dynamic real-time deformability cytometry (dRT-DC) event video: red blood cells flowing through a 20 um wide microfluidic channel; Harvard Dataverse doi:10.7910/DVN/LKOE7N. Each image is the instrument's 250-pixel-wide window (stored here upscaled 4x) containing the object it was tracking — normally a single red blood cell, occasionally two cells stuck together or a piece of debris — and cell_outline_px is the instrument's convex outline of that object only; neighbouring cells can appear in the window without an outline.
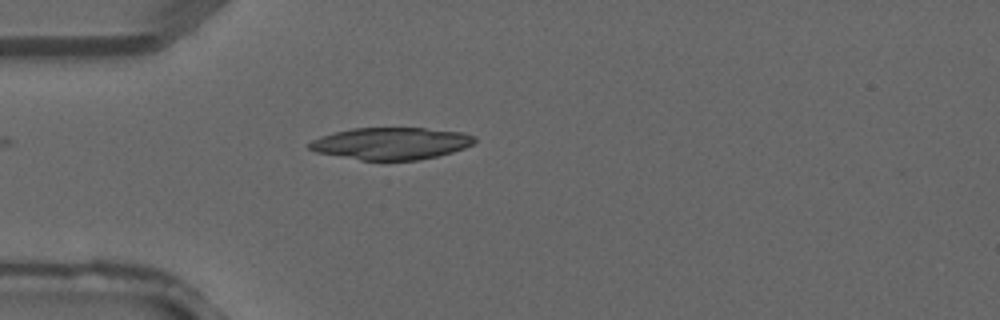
{"species": "common noctule bat (a hibernating species)", "species_latin": "Nyctalus noctula", "temperature_condition": "warm", "stored_images_in_passage": 2, "camera_frame_rate_fps": 3000, "um_per_image_px": 0.085, "animal": {"sex": "male", "forearm_length_mm": 52.5}, "frame": {"image": 1, "passage_image": 2, "time_ms": 0.333, "image_size_px": [1000, 320], "cell_outline_px": [[476, 140], [472, 144], [464, 148], [452, 152], [436, 156], [416, 160], [360, 160], [316, 152], [308, 148], [308, 144], [312, 140], [320, 136], [352, 128], [424, 128], [464, 132], [476, 136]], "centroid_in_image_um": [33.25, 12.19], "position_along_channel_um": 51.8, "area_um2": 30.81}}